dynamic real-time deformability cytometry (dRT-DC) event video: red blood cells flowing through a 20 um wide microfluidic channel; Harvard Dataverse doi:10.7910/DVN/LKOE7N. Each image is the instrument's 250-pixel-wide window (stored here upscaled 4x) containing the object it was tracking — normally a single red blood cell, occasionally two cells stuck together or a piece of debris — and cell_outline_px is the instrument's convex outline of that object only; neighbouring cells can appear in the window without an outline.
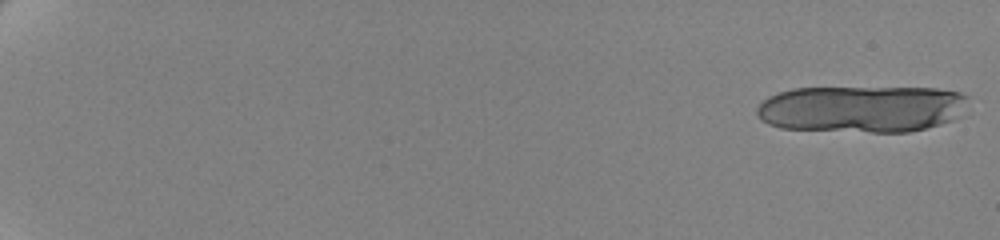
{"species": "human", "species_latin": "Homo sapiens", "temperature_condition": "cold", "stored_images_in_passage": 21, "camera_frame_rate_fps": 3000, "um_per_image_px": 0.085, "donor": {"sex": "female"}, "frame": {"image": 1, "passage_image": 1, "time_ms": 0.0, "image_size_px": [1000, 240], "cell_outline_px": [[968, 96], [964, 116], [940, 124], [908, 132], [872, 132], [780, 128], [768, 124], [760, 120], [756, 116], [756, 108], [768, 96], [792, 88], [936, 88], [960, 92]], "centroid_in_image_um": [73.27, 9.25], "position_along_channel_um": 11.7, "area_um2": 58.2}}